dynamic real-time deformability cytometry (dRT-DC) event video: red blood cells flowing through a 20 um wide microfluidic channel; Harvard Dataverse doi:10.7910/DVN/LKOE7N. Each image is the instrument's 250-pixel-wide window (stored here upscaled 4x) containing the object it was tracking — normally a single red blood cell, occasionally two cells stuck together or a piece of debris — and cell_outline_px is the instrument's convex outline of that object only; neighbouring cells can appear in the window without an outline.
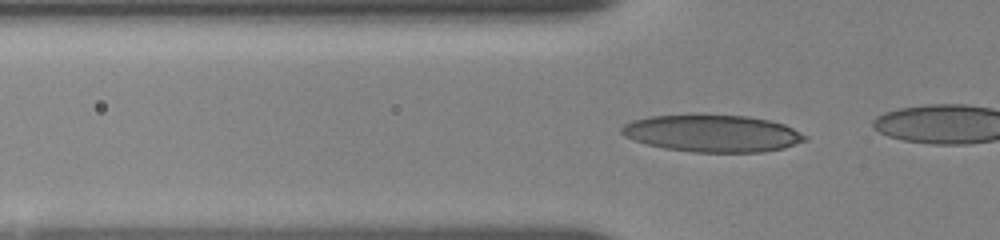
{"species": "human", "species_latin": "Homo sapiens", "temperature_condition": "room temperature", "stored_images_in_passage": 46, "camera_frame_rate_fps": 3000, "um_per_image_px": 0.085, "donor": {"sex": "female"}, "frame": {"image": 1, "passage_image": 13, "time_ms": 3.0, "image_size_px": [1000, 240], "cell_outline_px": [[808, 140], [784, 148], [760, 152], [692, 152], [664, 148], [632, 140], [624, 136], [620, 132], [620, 128], [624, 124], [632, 120], [648, 116], [692, 112], [748, 116], [772, 120], [784, 124], [808, 136]], "centroid_in_image_um": [60.52, 11.29], "position_along_channel_um": 65.3, "area_um2": 40.86}}
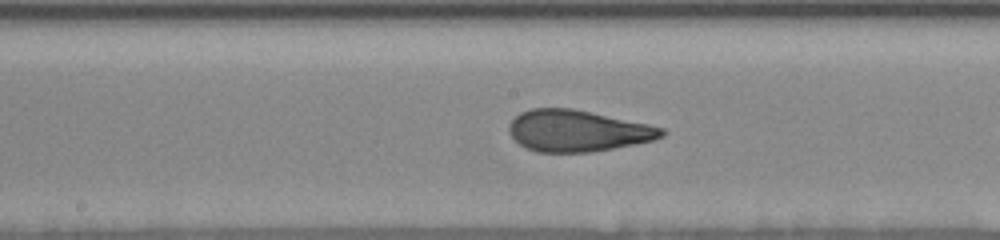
{"frame": {"image": 2, "passage_image": 28, "time_ms": 6.667, "image_size_px": [1000, 240], "cell_outline_px": [[668, 132], [664, 136], [652, 140], [636, 144], [588, 152], [536, 152], [520, 144], [508, 132], [508, 124], [520, 112], [532, 108], [572, 108], [592, 112], [648, 124], [664, 128]], "centroid_in_image_um": [49.1, 11.11], "position_along_channel_um": 199.1, "area_um2": 36.82}}
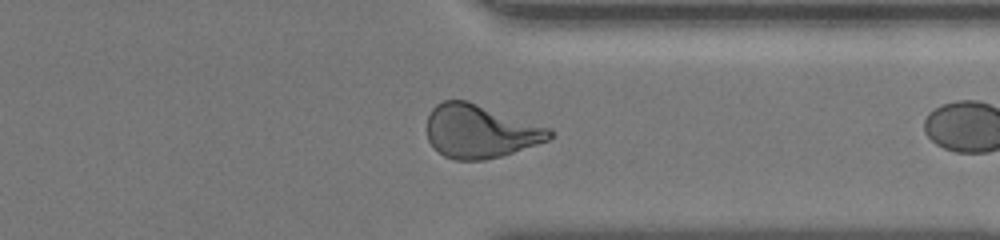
{"frame": {"image": 3, "passage_image": 45, "time_ms": 11.333, "image_size_px": [1000, 240], "cell_outline_px": [[552, 136], [548, 140], [500, 156], [484, 160], [456, 160], [444, 156], [428, 140], [428, 116], [432, 108], [436, 104], [444, 100], [468, 100], [552, 128]], "centroid_in_image_um": [40.82, 11.14], "position_along_channel_um": 370.6, "area_um2": 38.03}}